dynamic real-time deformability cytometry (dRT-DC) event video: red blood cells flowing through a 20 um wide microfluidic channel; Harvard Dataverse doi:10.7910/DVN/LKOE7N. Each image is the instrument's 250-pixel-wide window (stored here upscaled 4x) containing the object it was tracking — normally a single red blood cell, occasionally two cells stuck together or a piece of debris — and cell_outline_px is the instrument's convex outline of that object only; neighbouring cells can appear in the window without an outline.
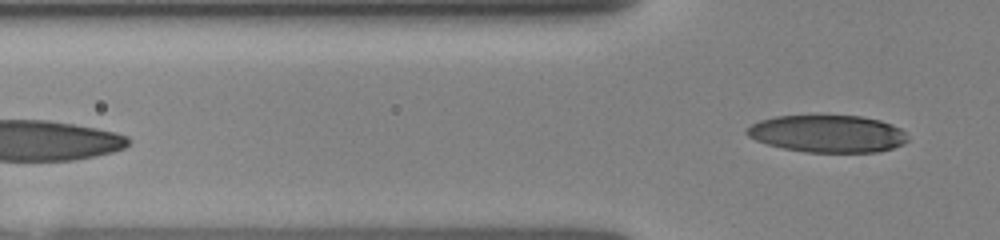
{"species": "human", "species_latin": "Homo sapiens", "temperature_condition": "room temperature", "stored_images_in_passage": 10, "segment_of_instrument_passage": [2, 2], "camera_frame_rate_fps": 3000, "um_per_image_px": 0.085, "donor": {"sex": "female"}, "frame": {"image": 1, "passage_image": 10, "time_ms": 4.667, "image_size_px": [1000, 240], "cell_outline_px": [[908, 140], [904, 144], [880, 152], [804, 152], [784, 148], [768, 144], [756, 140], [748, 136], [744, 132], [752, 124], [760, 120], [776, 116], [860, 116], [880, 120], [892, 124], [900, 128], [908, 136]], "centroid_in_image_um": [70.37, 11.37], "position_along_channel_um": 55.4, "area_um2": 34.91}}